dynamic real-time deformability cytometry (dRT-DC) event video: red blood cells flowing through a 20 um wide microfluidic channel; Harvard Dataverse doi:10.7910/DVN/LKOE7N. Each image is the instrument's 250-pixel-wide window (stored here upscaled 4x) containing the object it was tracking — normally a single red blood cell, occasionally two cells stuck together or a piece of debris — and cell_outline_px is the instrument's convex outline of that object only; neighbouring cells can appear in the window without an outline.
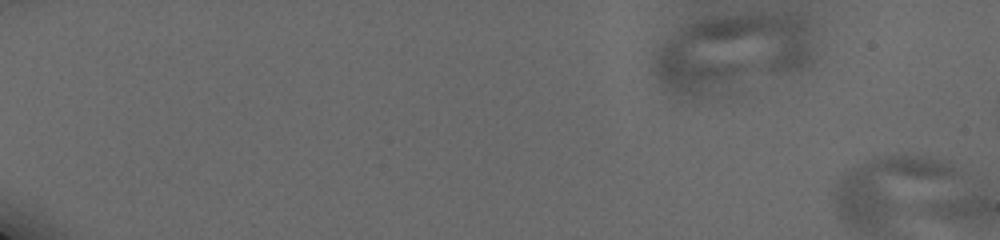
{"species": "human", "species_latin": "Homo sapiens", "temperature_condition": "cold", "stored_images_in_passage": 5, "segment_of_instrument_passage": [1, 2], "camera_frame_rate_fps": 3000, "um_per_image_px": 0.085, "donor": {"sex": "male"}, "frame": {"image": 1, "passage_image": 3, "time_ms": 0.667, "image_size_px": [1000, 240], "cell_outline_px": [[820, 60], [812, 68], [700, 96], [692, 96], [672, 92], [660, 80], [656, 72], [660, 56], [664, 48], [680, 32], [696, 24], [712, 20], [756, 16], [792, 16], [808, 20], [816, 28]], "centroid_in_image_um": [62.65, 4.54], "position_along_channel_um": 22.4, "area_um2": 70.46}}